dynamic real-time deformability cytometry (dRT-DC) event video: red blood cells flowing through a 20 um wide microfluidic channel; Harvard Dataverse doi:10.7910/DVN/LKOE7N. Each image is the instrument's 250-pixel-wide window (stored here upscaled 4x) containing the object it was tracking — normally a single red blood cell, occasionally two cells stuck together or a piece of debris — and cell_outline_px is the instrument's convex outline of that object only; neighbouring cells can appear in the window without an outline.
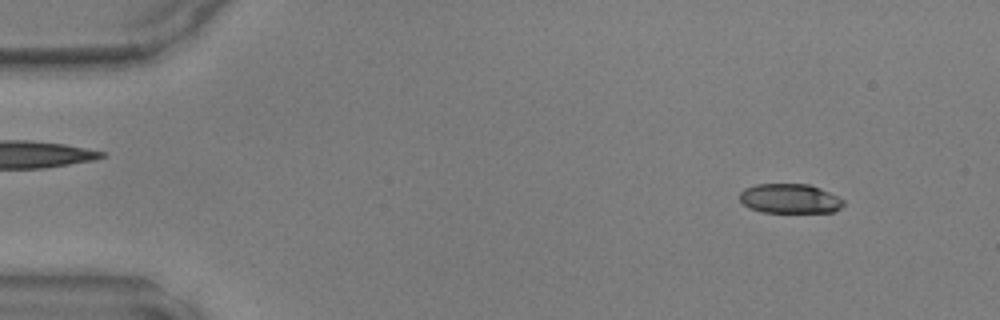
{"species": "common noctule bat (a hibernating species)", "species_latin": "Nyctalus noctula", "temperature_condition": "warm", "stored_images_in_passage": 47, "camera_frame_rate_fps": 3000, "um_per_image_px": 0.085, "animal": {"sex": "male", "body_mass_g": 17.9, "forearm_length_mm": 54.2}, "frame": {"image": 1, "passage_image": 4, "time_ms": 1.0, "image_size_px": [1000, 320], "cell_outline_px": [[844, 204], [840, 208], [832, 212], [760, 212], [748, 208], [740, 200], [740, 192], [744, 188], [756, 184], [808, 184], [820, 188], [844, 200]], "centroid_in_image_um": [67.1, 16.88], "position_along_channel_um": 17.9, "area_um2": 17.86}}
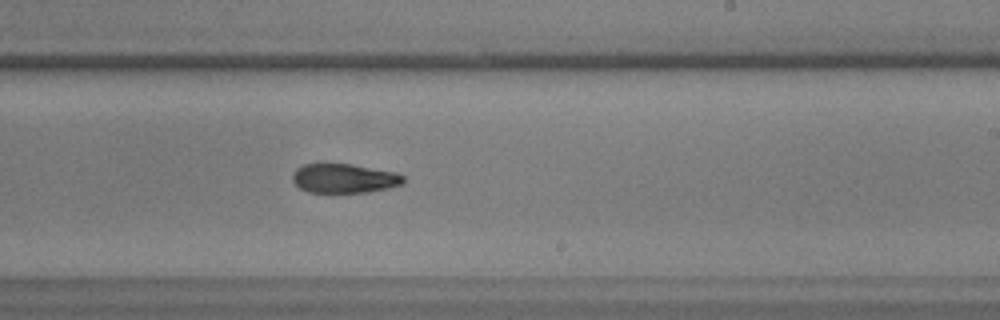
{"frame": {"image": 2, "passage_image": 28, "time_ms": 9.0, "image_size_px": [1000, 320], "cell_outline_px": [[404, 184], [388, 188], [368, 192], [308, 192], [300, 188], [292, 180], [292, 176], [296, 168], [304, 164], [348, 164], [400, 172], [404, 176]], "centroid_in_image_um": [29.3, 15.16], "position_along_channel_um": 259.7, "area_um2": 18.96}}
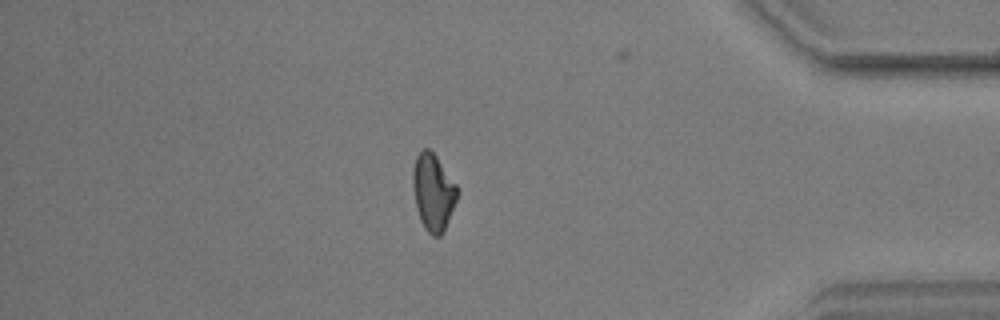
{"frame": {"image": 3, "passage_image": 40, "time_ms": 13.0, "image_size_px": [1000, 320], "cell_outline_px": [[460, 192], [444, 232], [440, 236], [432, 236], [424, 228], [420, 220], [416, 208], [412, 184], [412, 168], [416, 156], [424, 148], [428, 148], [436, 156], [460, 188]], "centroid_in_image_um": [36.83, 16.34], "position_along_channel_um": 398.4, "area_um2": 20.29}}